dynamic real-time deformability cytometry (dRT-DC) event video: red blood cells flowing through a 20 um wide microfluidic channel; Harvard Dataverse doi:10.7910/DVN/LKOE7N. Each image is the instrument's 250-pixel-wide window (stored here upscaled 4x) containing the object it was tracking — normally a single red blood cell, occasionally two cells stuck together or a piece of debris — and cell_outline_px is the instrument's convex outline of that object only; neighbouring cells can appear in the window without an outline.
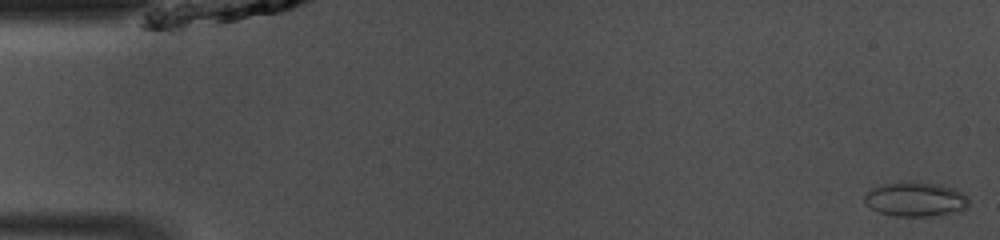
{"species": "common noctule bat (a hibernating species)", "species_latin": "Nyctalus noctula", "temperature_condition": "room temperature", "stored_images_in_passage": 47, "camera_frame_rate_fps": 3000, "um_per_image_px": 0.085, "animal": {"sex": "male", "body_mass_g": 13.0, "forearm_length_mm": 53.1}, "frame": {"image": 1, "passage_image": 1, "time_ms": 0.0, "image_size_px": [1000, 240], "cell_outline_px": [[968, 208], [960, 212], [928, 216], [892, 216], [880, 212], [872, 208], [864, 200], [864, 196], [872, 188], [884, 184], [904, 180], [916, 180], [940, 184], [952, 188], [968, 196]], "centroid_in_image_um": [77.85, 16.92], "position_along_channel_um": 7.1, "area_um2": 21.27}}
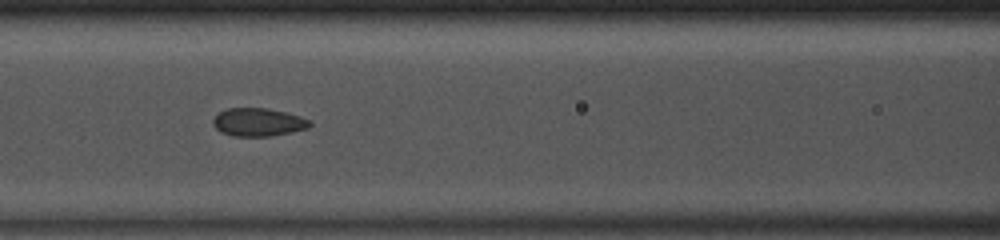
{"frame": {"image": 2, "passage_image": 20, "time_ms": 6.333, "image_size_px": [1000, 240], "cell_outline_px": [[312, 124], [308, 128], [292, 132], [272, 136], [232, 136], [220, 132], [212, 124], [212, 120], [220, 112], [228, 108], [268, 108], [300, 116], [312, 120]], "centroid_in_image_um": [21.97, 10.39], "position_along_channel_um": 144.6, "area_um2": 15.95}}
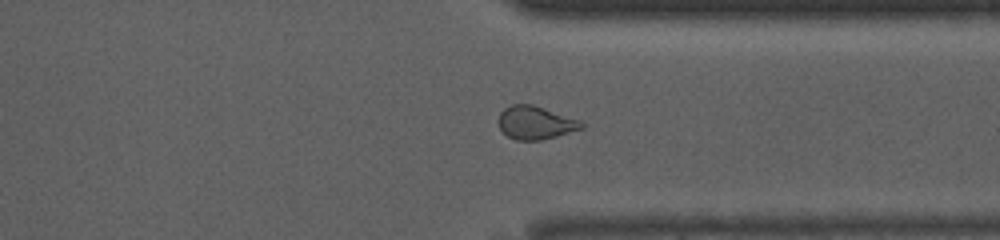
{"frame": {"image": 3, "passage_image": 36, "time_ms": 11.667, "image_size_px": [1000, 240], "cell_outline_px": [[584, 128], [556, 136], [540, 140], [516, 140], [508, 136], [500, 128], [496, 120], [500, 112], [504, 108], [512, 104], [532, 104], [580, 120], [584, 124]], "centroid_in_image_um": [45.49, 10.42], "position_along_channel_um": 365.9, "area_um2": 16.07}, "authors_computed_cell_mechanics": {"area_um2": 16.762, "velocity_mm_per_s": 4.1517, "shape_relaxation_time_tau1_ms": null, "shape_relaxation_time_tau2_ms": 1.0924, "deformation_change_tau1": null, "deformation_change_tau2": 0.0492}}